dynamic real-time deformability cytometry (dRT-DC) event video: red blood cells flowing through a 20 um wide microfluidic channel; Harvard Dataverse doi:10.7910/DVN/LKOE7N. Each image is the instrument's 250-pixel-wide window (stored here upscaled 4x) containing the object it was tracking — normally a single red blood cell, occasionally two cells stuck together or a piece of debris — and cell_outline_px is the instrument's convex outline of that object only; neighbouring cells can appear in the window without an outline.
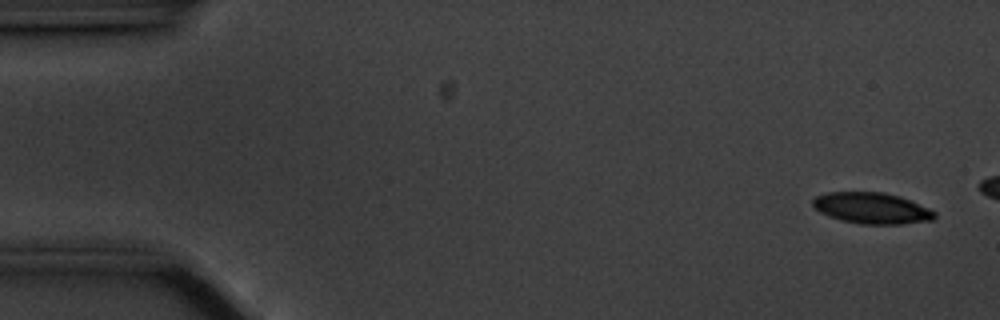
{"species": "common noctule bat (a hibernating species)", "species_latin": "Nyctalus noctula", "temperature_condition": "cold", "stored_images_in_passage": 12, "camera_frame_rate_fps": 3000, "um_per_image_px": 0.085, "animal": {"sex": "male", "body_mass_g": 20.1, "forearm_length_mm": 53.5}, "frame": {"image": 1, "passage_image": 3, "time_ms": 0.667, "image_size_px": [1000, 320], "cell_outline_px": [[936, 216], [932, 220], [900, 224], [860, 224], [840, 220], [828, 216], [820, 212], [812, 204], [812, 200], [816, 196], [828, 192], [884, 192], [900, 196], [928, 208], [936, 212]], "centroid_in_image_um": [74.09, 17.69], "position_along_channel_um": 10.9, "area_um2": 22.08}}